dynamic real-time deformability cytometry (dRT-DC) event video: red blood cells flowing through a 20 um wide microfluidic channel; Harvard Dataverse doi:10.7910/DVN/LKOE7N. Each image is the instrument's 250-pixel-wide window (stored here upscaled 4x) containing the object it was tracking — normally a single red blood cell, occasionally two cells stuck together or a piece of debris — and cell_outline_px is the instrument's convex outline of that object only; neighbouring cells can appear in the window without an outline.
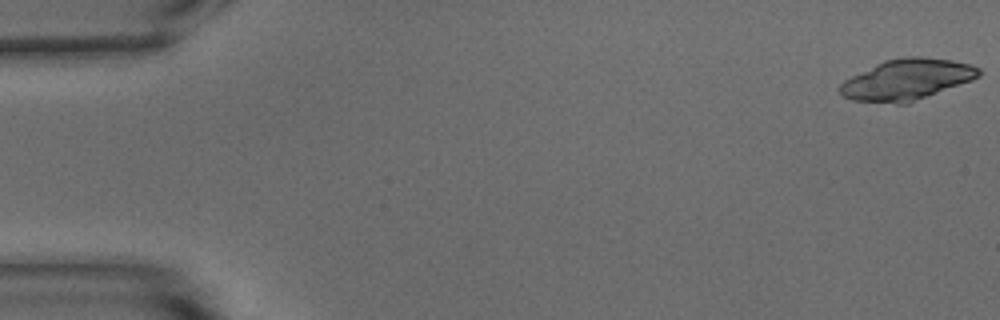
{"species": "common noctule bat (a hibernating species)", "species_latin": "Nyctalus noctula", "temperature_condition": "warm", "stored_images_in_passage": 25, "camera_frame_rate_fps": 3000, "um_per_image_px": 0.085, "animal": {"sex": "male", "body_mass_g": 15.6}, "frame": {"image": 1, "passage_image": 1, "time_ms": 0.0, "image_size_px": [1000, 320], "cell_outline_px": [[980, 76], [972, 80], [908, 104], [896, 104], [852, 100], [844, 96], [836, 88], [844, 80], [884, 60], [904, 56], [920, 56], [952, 60], [972, 64], [980, 68]], "centroid_in_image_um": [77.09, 6.77], "position_along_channel_um": 7.9, "area_um2": 33.35}}